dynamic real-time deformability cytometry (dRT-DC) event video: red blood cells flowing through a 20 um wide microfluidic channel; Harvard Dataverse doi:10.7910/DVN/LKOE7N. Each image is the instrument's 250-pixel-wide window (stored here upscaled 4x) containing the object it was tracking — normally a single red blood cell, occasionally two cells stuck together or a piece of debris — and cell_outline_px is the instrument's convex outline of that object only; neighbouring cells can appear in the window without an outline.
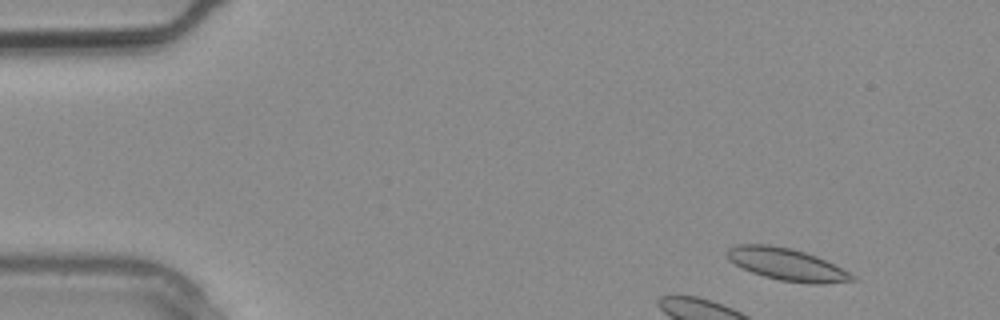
{"species": "common noctule bat (a hibernating species)", "species_latin": "Nyctalus noctula", "temperature_condition": "warm", "stored_images_in_passage": 3, "camera_frame_rate_fps": 3000, "um_per_image_px": 0.085, "animal": {"sex": "male", "body_mass_g": 20.4}, "frame": {"image": 1, "passage_image": 1, "time_ms": 0.0, "image_size_px": [1000, 320], "cell_outline_px": [[856, 280], [820, 284], [812, 284], [780, 280], [764, 276], [752, 272], [728, 260], [728, 248], [736, 244], [768, 244], [792, 248], [816, 256], [856, 276]], "centroid_in_image_um": [66.86, 22.46], "position_along_channel_um": 18.1, "area_um2": 23.12}}